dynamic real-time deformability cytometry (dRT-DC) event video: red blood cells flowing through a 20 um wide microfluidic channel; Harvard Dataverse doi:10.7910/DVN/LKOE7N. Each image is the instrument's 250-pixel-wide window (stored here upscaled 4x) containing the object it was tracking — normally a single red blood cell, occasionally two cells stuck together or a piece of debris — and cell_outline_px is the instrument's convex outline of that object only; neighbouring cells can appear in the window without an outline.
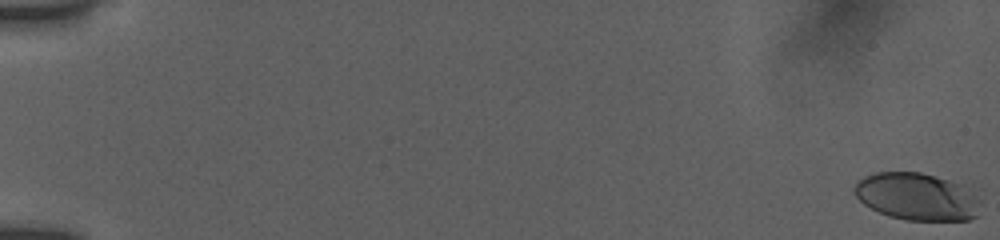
{"species": "human", "species_latin": "Homo sapiens", "temperature_condition": "room temperature", "stored_images_in_passage": 55, "camera_frame_rate_fps": 3000, "um_per_image_px": 0.085, "donor": {"sex": "female"}, "frame": {"image": 1, "passage_image": 1, "time_ms": 0.0, "image_size_px": [1000, 240], "cell_outline_px": [[980, 204], [976, 216], [968, 220], [908, 220], [888, 216], [864, 204], [856, 196], [852, 188], [864, 176], [876, 172], [920, 172], [980, 188]], "centroid_in_image_um": [78.05, 16.69], "position_along_channel_um": 7.0, "area_um2": 35.49}}
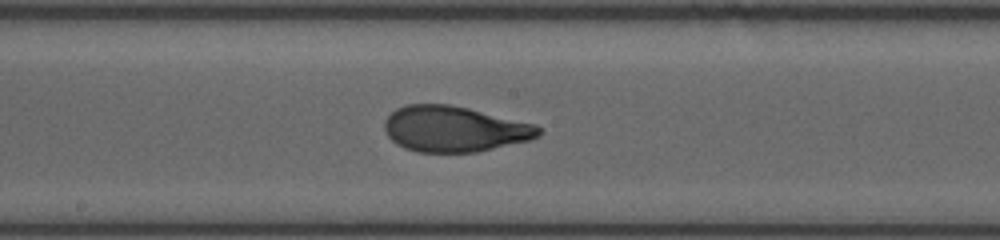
{"frame": {"image": 2, "passage_image": 32, "time_ms": 10.333, "image_size_px": [1000, 240], "cell_outline_px": [[544, 132], [540, 136], [532, 140], [476, 152], [416, 152], [404, 148], [396, 144], [388, 136], [384, 128], [384, 120], [396, 108], [404, 104], [448, 104], [468, 108], [536, 124]], "centroid_in_image_um": [38.63, 10.96], "position_along_channel_um": 209.6, "area_um2": 41.38}}
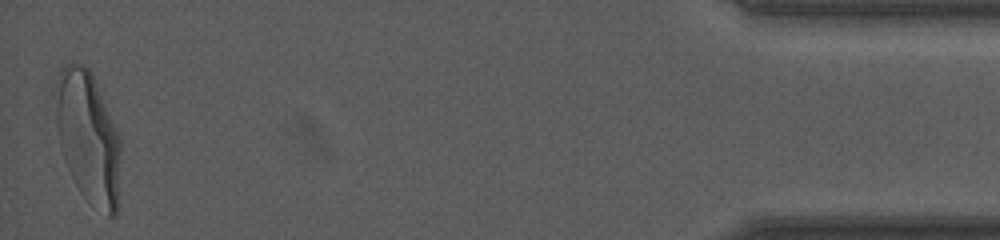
{"frame": {"image": 3, "passage_image": 55, "time_ms": 18.0, "image_size_px": [1000, 240], "cell_outline_px": [[120, 152], [116, 216], [108, 216], [80, 192], [64, 160], [60, 148], [56, 124], [56, 104], [60, 68], [68, 60], [80, 64], [88, 68], [92, 72], [116, 128], [120, 140]], "centroid_in_image_um": [7.48, 11.62], "position_along_channel_um": 427.7, "area_um2": 49.19}, "authors_computed_cell_mechanics": {"area_um2": 40.4022, "velocity_mm_per_s": 3.888, "shape_relaxation_time_tau1_ms": 4.3521, "shape_relaxation_time_tau2_ms": 0.8468, "deformation_change_tau1": 0.2177, "deformation_change_tau2": 0.0753}}